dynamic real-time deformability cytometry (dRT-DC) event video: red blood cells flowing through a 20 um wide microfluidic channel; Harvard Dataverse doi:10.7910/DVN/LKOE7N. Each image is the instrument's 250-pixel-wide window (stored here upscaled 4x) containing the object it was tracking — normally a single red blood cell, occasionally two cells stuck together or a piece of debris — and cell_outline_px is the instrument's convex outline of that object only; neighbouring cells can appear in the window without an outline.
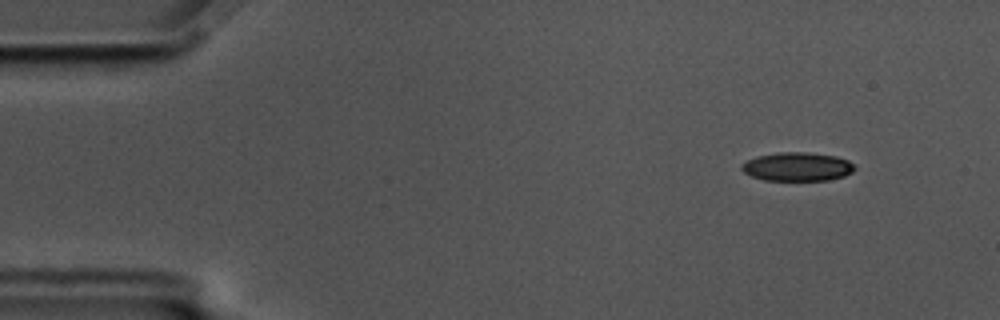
{"species": "common noctule bat (a hibernating species)", "species_latin": "Nyctalus noctula", "temperature_condition": "cold", "stored_images_in_passage": 54, "camera_frame_rate_fps": 3000, "um_per_image_px": 0.085, "animal": {"sex": "male", "body_mass_g": 17.5, "forearm_length_mm": 52.3}, "frame": {"image": 1, "passage_image": 2, "time_ms": 0.333, "image_size_px": [1000, 320], "cell_outline_px": [[856, 168], [852, 172], [844, 176], [828, 180], [764, 180], [752, 176], [744, 172], [740, 168], [740, 164], [756, 156], [776, 152], [808, 152], [836, 156], [848, 160]], "centroid_in_image_um": [67.75, 14.16], "position_along_channel_um": 17.2, "area_um2": 18.96}}
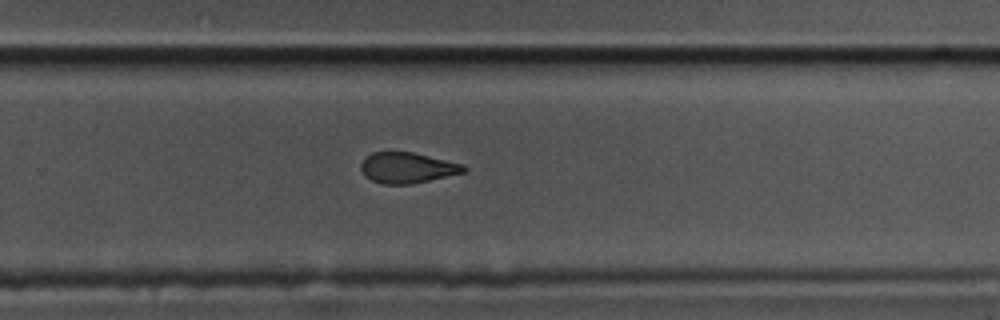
{"frame": {"image": 2, "passage_image": 34, "time_ms": 11.0, "image_size_px": [1000, 320], "cell_outline_px": [[468, 168], [464, 172], [412, 184], [384, 184], [372, 180], [364, 176], [360, 168], [360, 164], [372, 152], [412, 152], [464, 164]], "centroid_in_image_um": [34.62, 14.26], "position_along_channel_um": 295.2, "area_um2": 18.26}}
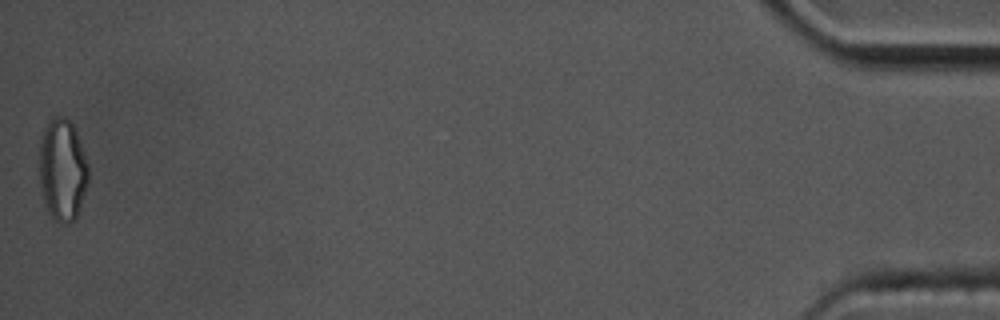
{"frame": {"image": 3, "passage_image": 54, "time_ms": 17.667, "image_size_px": [1000, 320], "cell_outline_px": [[88, 184], [76, 216], [68, 224], [60, 224], [52, 220], [48, 212], [44, 200], [40, 184], [40, 136], [48, 120], [52, 116], [64, 116], [76, 128], [88, 164]], "centroid_in_image_um": [5.31, 14.41], "position_along_channel_um": 429.9, "area_um2": 29.48}, "authors_computed_cell_mechanics": {"area_um2": 19.941, "velocity_mm_per_s": 3.4758, "shape_relaxation_time_tau1_ms": 4.8336, "shape_relaxation_time_tau2_ms": 2.8265, "deformation_change_tau1": 0.1112, "deformation_change_tau2": 0.0926}}